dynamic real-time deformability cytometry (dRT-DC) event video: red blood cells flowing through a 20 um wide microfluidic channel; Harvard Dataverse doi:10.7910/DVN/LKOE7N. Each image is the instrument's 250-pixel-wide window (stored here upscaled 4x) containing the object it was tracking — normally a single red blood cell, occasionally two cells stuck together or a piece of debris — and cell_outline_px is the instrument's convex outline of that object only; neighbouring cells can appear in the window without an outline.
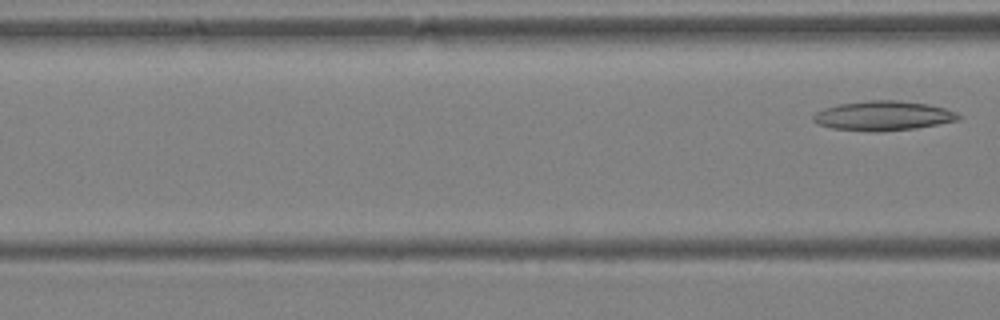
{"species": "Egyptian fruit bat (a non-hibernating species)", "species_latin": "Rousettus aegyptiacus", "temperature_condition": "warm", "stored_images_in_passage": 5, "camera_frame_rate_fps": 3000, "um_per_image_px": 0.085, "animal": {"sex": "female"}, "frame": {"image": 1, "passage_image": 5, "time_ms": 1.333, "image_size_px": [1000, 320], "cell_outline_px": [[964, 116], [960, 120], [916, 128], [876, 132], [872, 132], [832, 128], [816, 124], [812, 120], [812, 116], [816, 112], [824, 108], [840, 104], [868, 100], [900, 100], [928, 104], [944, 108], [956, 112]], "centroid_in_image_um": [75.08, 9.84], "position_along_channel_um": 91.5, "area_um2": 25.2}}